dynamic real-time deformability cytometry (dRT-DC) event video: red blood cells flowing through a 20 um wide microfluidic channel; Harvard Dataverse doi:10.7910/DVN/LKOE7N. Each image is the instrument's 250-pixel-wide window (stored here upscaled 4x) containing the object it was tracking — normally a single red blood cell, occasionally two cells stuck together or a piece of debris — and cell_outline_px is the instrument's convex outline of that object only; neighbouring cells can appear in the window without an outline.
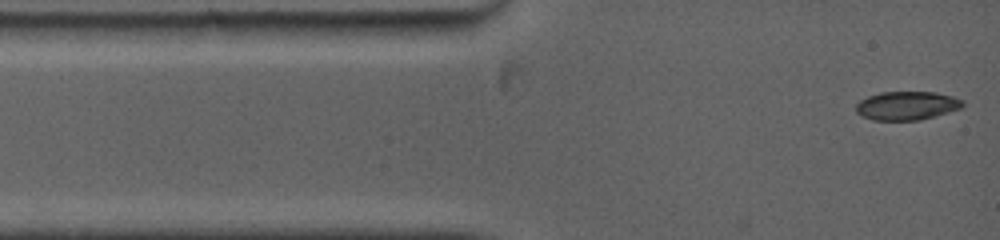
{"species": "common noctule bat (a hibernating species)", "species_latin": "Nyctalus noctula", "temperature_condition": "warm", "stored_images_in_passage": 62, "camera_frame_rate_fps": 5000, "um_per_image_px": 0.085, "animal": {"sex": "female", "body_mass_g": 19.0, "forearm_length_mm": 53.3}, "frame": {"image": 1, "passage_image": 1, "time_ms": 0.0, "image_size_px": [1000, 240], "cell_outline_px": [[964, 104], [960, 108], [948, 112], [920, 120], [872, 120], [856, 112], [856, 104], [860, 100], [868, 96], [880, 92], [936, 92], [952, 96], [964, 100]], "centroid_in_image_um": [77.08, 8.97], "position_along_channel_um": 7.9, "area_um2": 17.74}}
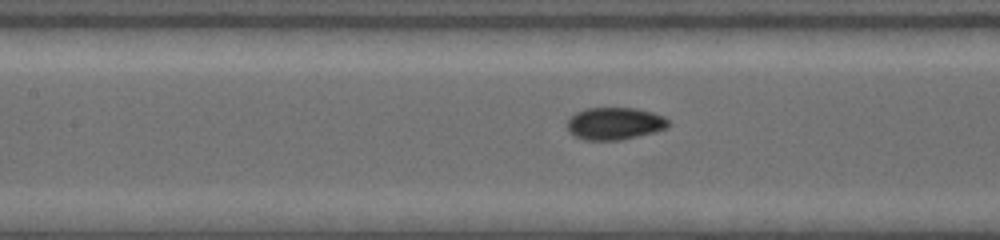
{"frame": {"image": 2, "passage_image": 26, "time_ms": 4.8, "image_size_px": [1000, 240], "cell_outline_px": [[668, 124], [664, 128], [652, 132], [620, 140], [584, 140], [576, 136], [568, 128], [568, 120], [576, 112], [588, 108], [636, 108], [652, 112], [664, 116], [668, 120]], "centroid_in_image_um": [52.24, 10.49], "position_along_channel_um": 155.2, "area_um2": 18.67}}
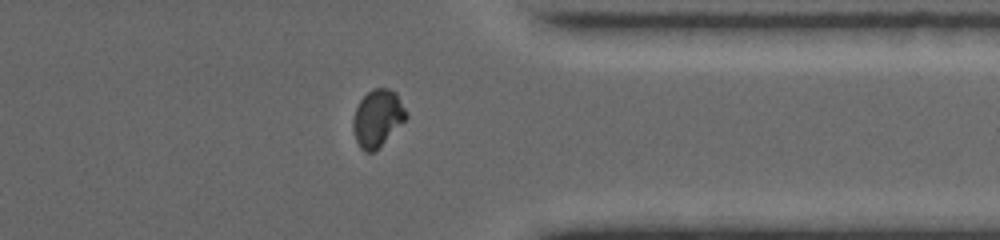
{"frame": {"image": 3, "passage_image": 53, "time_ms": 10.6, "image_size_px": [1000, 240], "cell_outline_px": [[408, 116], [372, 152], [364, 152], [360, 148], [356, 140], [352, 128], [352, 120], [356, 108], [360, 100], [372, 88], [388, 88], [396, 92], [408, 112]], "centroid_in_image_um": [32.07, 10.0], "position_along_channel_um": 379.3, "area_um2": 17.34}, "authors_computed_cell_mechanics": {"area_um2": 18.6694, "velocity_mm_per_s": 3.9743, "shape_relaxation_time_tau1_ms": 9.5406, "shape_relaxation_time_tau2_ms": null, "deformation_change_tau1": 0.2713, "deformation_change_tau2": null}}